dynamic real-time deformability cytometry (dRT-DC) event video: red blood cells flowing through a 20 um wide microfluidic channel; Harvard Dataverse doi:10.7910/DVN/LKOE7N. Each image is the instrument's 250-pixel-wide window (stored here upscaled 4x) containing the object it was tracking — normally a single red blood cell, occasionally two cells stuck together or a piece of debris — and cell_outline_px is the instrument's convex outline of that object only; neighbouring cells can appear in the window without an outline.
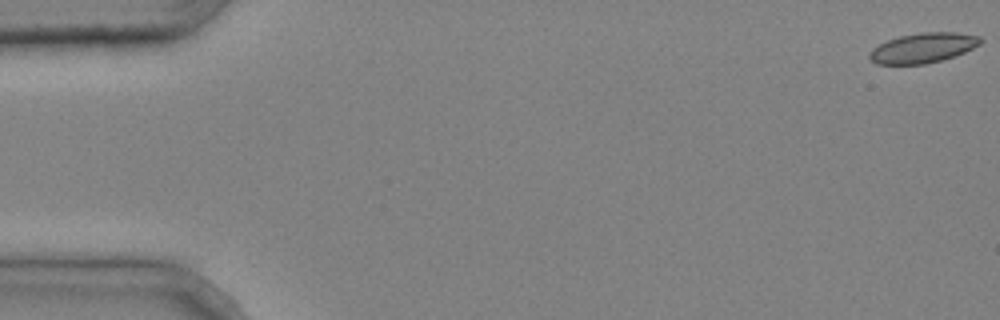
{"species": "common noctule bat (a hibernating species)", "species_latin": "Nyctalus noctula", "temperature_condition": "cold", "stored_images_in_passage": 6, "camera_frame_rate_fps": 3000, "um_per_image_px": 0.085, "animal": {"sex": "male", "body_mass_g": 20.4}, "frame": {"image": 1, "passage_image": 1, "time_ms": 0.0, "image_size_px": [1000, 320], "cell_outline_px": [[984, 40], [980, 44], [964, 52], [940, 60], [924, 64], [876, 64], [868, 56], [868, 52], [872, 48], [888, 40], [900, 36], [920, 32], [956, 32], [980, 36]], "centroid_in_image_um": [78.45, 4.06], "position_along_channel_um": 6.6, "area_um2": 19.25}}
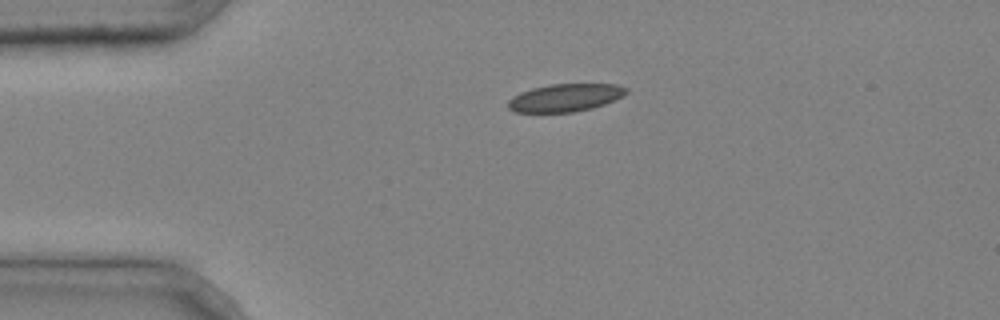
{"frame": {"image": 2, "passage_image": 4, "time_ms": 1.0, "image_size_px": [1000, 320], "cell_outline_px": [[628, 92], [624, 96], [604, 104], [592, 108], [572, 112], [516, 112], [508, 108], [508, 100], [512, 96], [520, 92], [532, 88], [548, 84], [616, 84], [628, 88]], "centroid_in_image_um": [48.05, 8.29], "position_along_channel_um": 37.0, "area_um2": 19.19}}
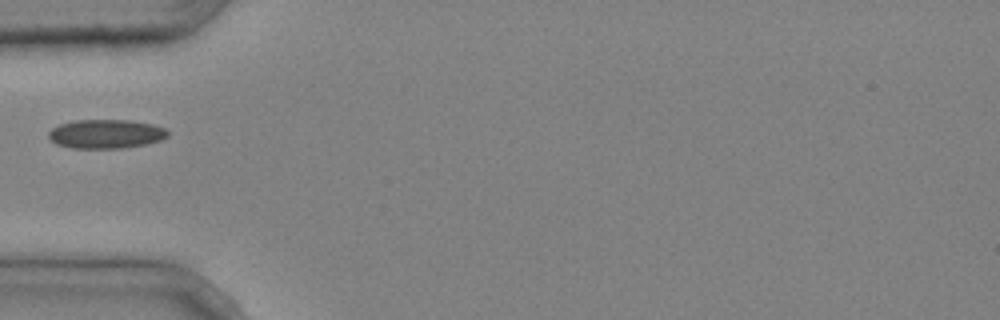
{"frame": {"image": 3, "passage_image": 5, "time_ms": 1.333, "image_size_px": [1000, 320], "cell_outline_px": [[168, 136], [160, 140], [144, 144], [124, 148], [72, 148], [56, 144], [48, 136], [48, 132], [52, 128], [60, 124], [76, 120], [132, 120], [152, 124], [164, 128], [168, 132]], "centroid_in_image_um": [8.99, 11.38], "position_along_channel_um": 76.0, "area_um2": 20.06}}